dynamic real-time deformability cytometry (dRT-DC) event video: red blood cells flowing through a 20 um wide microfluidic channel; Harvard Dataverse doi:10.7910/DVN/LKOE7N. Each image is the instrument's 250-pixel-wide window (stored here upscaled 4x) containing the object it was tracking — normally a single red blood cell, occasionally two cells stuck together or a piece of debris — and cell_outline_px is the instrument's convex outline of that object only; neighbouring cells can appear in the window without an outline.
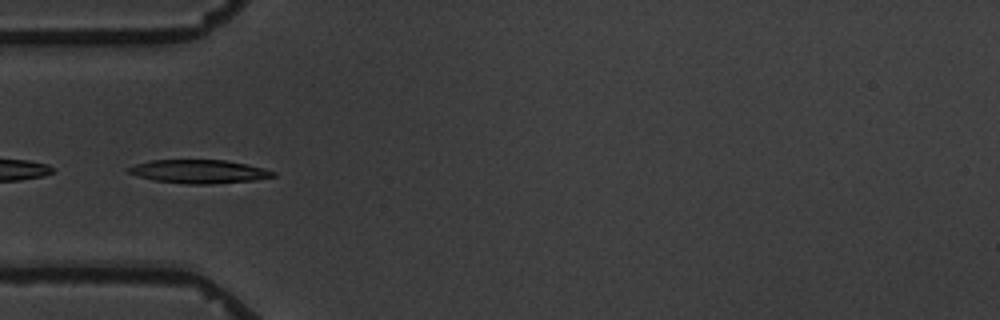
{"species": "common noctule bat (a hibernating species)", "species_latin": "Nyctalus noctula", "temperature_condition": "warm", "stored_images_in_passage": 8, "camera_frame_rate_fps": 3000, "um_per_image_px": 0.085, "animal": {"sex": "male", "body_mass_g": 19.5, "forearm_length_mm": 54.6}, "frame": {"image": 1, "passage_image": 4, "time_ms": 3.667, "image_size_px": [1000, 320], "cell_outline_px": [[276, 176], [256, 180], [212, 184], [188, 184], [156, 180], [140, 176], [128, 172], [124, 168], [136, 164], [152, 160], [224, 160], [248, 164], [264, 168], [276, 172]], "centroid_in_image_um": [16.96, 14.57], "position_along_channel_um": 68.0, "area_um2": 19.77}}
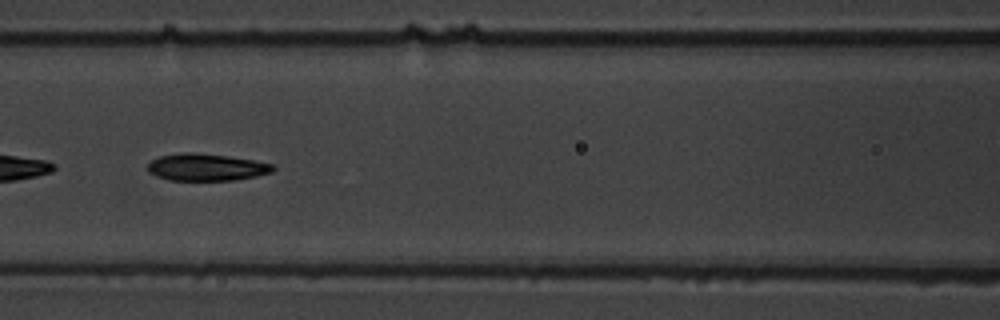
{"frame": {"image": 2, "passage_image": 6, "time_ms": 6.0, "image_size_px": [1000, 320], "cell_outline_px": [[276, 168], [272, 172], [256, 176], [232, 180], [168, 180], [156, 176], [148, 172], [148, 164], [152, 160], [160, 156], [184, 152], [192, 152], [228, 156], [276, 164]], "centroid_in_image_um": [17.55, 14.21], "position_along_channel_um": 149.0, "area_um2": 19.77}}
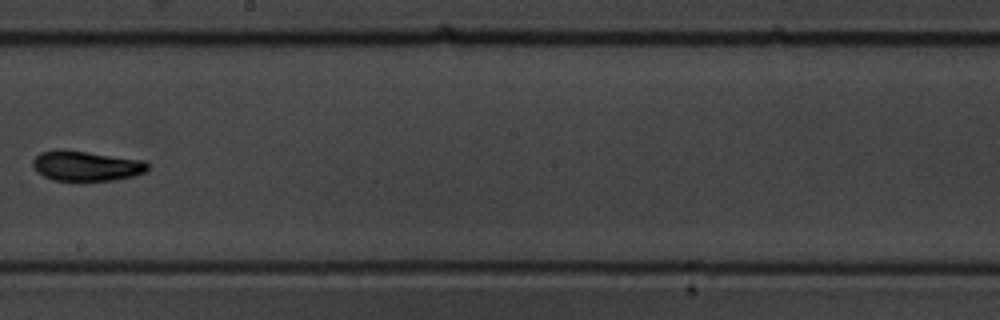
{"frame": {"image": 3, "passage_image": 8, "time_ms": 8.667, "image_size_px": [1000, 320], "cell_outline_px": [[148, 172], [136, 176], [112, 180], [80, 184], [52, 180], [36, 172], [32, 164], [32, 160], [40, 152], [56, 148], [144, 160], [148, 164]], "centroid_in_image_um": [7.3, 14.15], "position_along_channel_um": 240.9, "area_um2": 21.1}}